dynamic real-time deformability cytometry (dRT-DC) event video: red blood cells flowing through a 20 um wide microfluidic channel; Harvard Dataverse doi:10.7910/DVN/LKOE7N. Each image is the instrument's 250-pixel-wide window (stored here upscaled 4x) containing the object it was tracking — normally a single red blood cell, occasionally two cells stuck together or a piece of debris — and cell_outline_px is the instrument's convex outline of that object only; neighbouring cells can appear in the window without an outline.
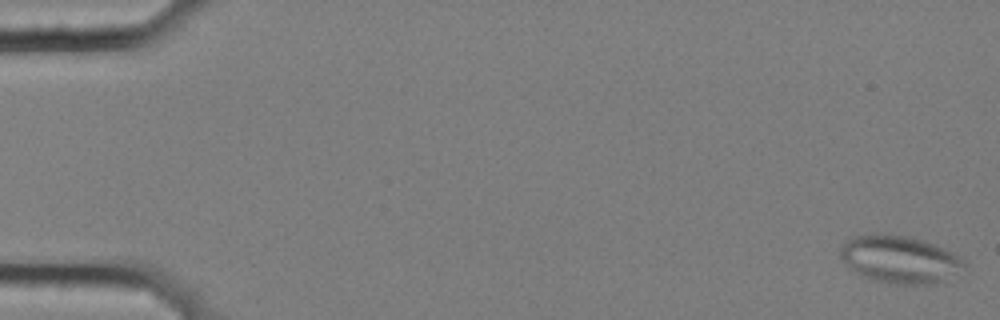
{"species": "common noctule bat (a hibernating species)", "species_latin": "Nyctalus noctula", "temperature_condition": "cold", "stored_images_in_passage": 57, "segment_of_instrument_passage": [1, 2], "camera_frame_rate_fps": 3000, "um_per_image_px": 0.085, "animal": {"sex": "female", "body_mass_g": 25.1}, "frame": {"image": 1, "passage_image": 1, "time_ms": 0.0, "image_size_px": [1000, 320], "cell_outline_px": [[964, 264], [940, 280], [928, 284], [896, 284], [876, 280], [860, 276], [852, 272], [848, 268], [840, 256], [840, 248], [848, 240], [856, 236], [872, 232], [908, 236], [944, 248], [960, 256], [964, 260]], "centroid_in_image_um": [76.35, 22.02], "position_along_channel_um": 8.7, "area_um2": 33.64}}